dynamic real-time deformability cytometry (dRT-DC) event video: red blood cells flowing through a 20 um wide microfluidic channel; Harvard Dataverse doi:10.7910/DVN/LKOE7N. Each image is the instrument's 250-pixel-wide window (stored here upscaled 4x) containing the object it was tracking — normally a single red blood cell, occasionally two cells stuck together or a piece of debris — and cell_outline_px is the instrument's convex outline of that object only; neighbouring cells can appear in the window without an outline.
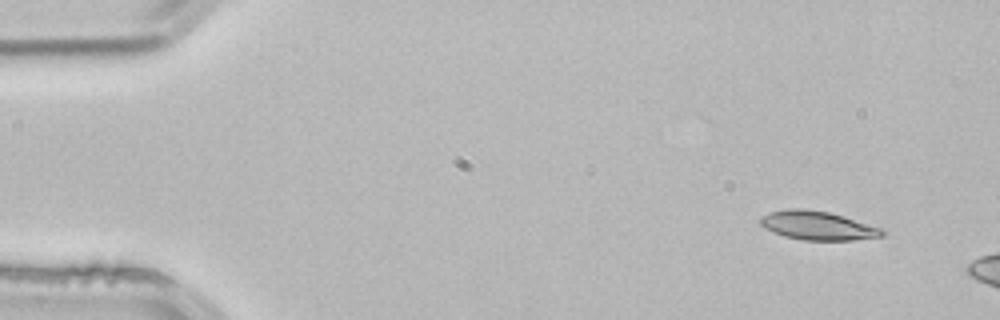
{"species": "common noctule bat (a hibernating species)", "species_latin": "Nyctalus noctula", "temperature_condition": "room temperature", "stored_images_in_passage": 2, "camera_frame_rate_fps": 3000, "um_per_image_px": 0.085, "animal": {"sex": "male", "body_mass_g": 21.5, "forearm_length_mm": 52.0}, "frame": {"image": 1, "passage_image": 1, "time_ms": 0.0, "image_size_px": [1000, 320], "cell_outline_px": [[888, 232], [884, 236], [852, 240], [804, 240], [784, 236], [772, 232], [764, 228], [760, 224], [760, 216], [772, 212], [788, 208], [804, 208], [828, 212], [844, 216], [884, 228]], "centroid_in_image_um": [69.54, 19.17], "position_along_channel_um": 15.5, "area_um2": 20.69}}